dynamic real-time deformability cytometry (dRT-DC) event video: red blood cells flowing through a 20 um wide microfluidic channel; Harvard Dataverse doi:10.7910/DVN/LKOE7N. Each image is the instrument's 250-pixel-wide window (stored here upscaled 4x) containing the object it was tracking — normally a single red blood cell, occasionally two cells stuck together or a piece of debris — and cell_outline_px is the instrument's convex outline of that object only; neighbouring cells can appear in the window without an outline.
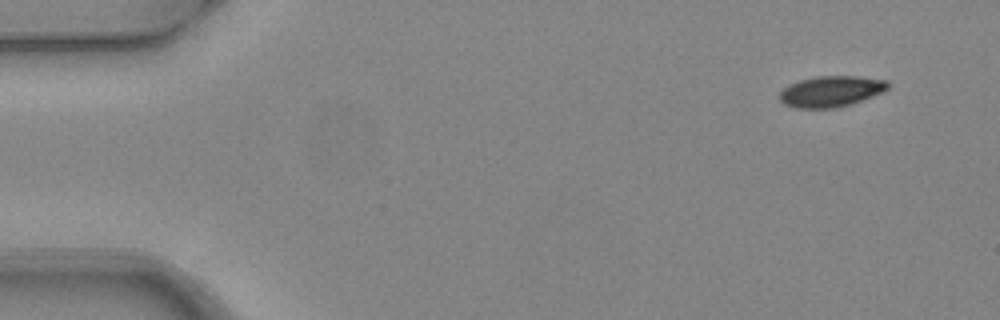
{"species": "common noctule bat (a hibernating species)", "species_latin": "Nyctalus noctula", "temperature_condition": "warm", "stored_images_in_passage": 4, "camera_frame_rate_fps": 3000, "um_per_image_px": 0.085, "animal": {"sex": "female", "body_mass_g": 24.6, "forearm_length_mm": 56.2}, "frame": {"image": 1, "passage_image": 1, "time_ms": 0.0, "image_size_px": [1000, 320], "cell_outline_px": [[888, 88], [872, 96], [852, 104], [832, 108], [796, 108], [784, 104], [780, 100], [780, 92], [788, 84], [800, 80], [816, 76], [856, 76], [888, 80]], "centroid_in_image_um": [70.61, 7.76], "position_along_channel_um": 14.4, "area_um2": 19.42}}
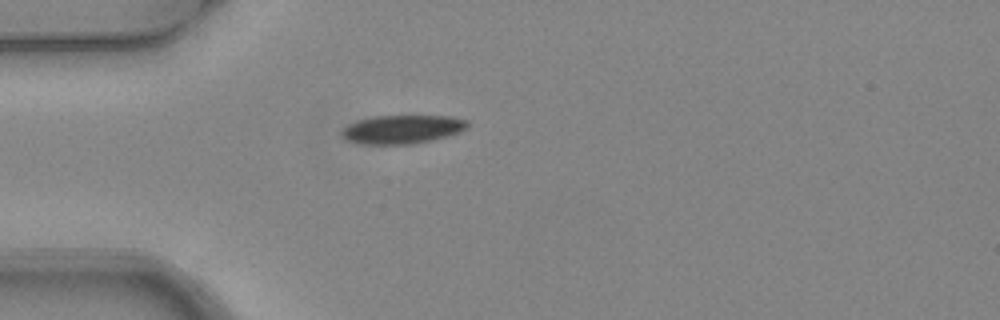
{"frame": {"image": 2, "passage_image": 4, "time_ms": 1.0, "image_size_px": [1000, 320], "cell_outline_px": [[468, 128], [460, 132], [448, 136], [432, 140], [412, 144], [360, 144], [344, 140], [340, 136], [340, 132], [348, 124], [360, 120], [376, 116], [452, 116], [468, 120]], "centroid_in_image_um": [34.19, 11.0], "position_along_channel_um": 50.8, "area_um2": 21.15}}